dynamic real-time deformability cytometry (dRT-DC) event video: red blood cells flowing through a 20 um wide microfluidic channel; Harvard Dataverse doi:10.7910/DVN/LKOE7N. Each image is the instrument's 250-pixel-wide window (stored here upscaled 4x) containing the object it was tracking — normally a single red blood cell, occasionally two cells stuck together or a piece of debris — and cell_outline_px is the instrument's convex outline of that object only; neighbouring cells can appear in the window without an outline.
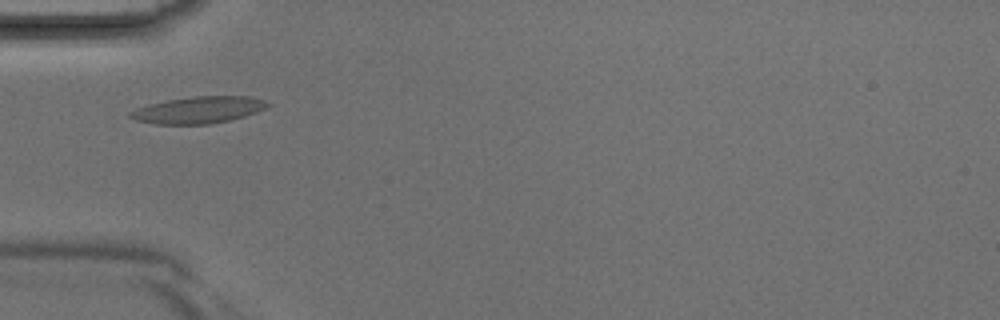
{"species": "Egyptian fruit bat (a non-hibernating species)", "species_latin": "Rousettus aegyptiacus", "temperature_condition": "room temperature", "stored_images_in_passage": 3, "camera_frame_rate_fps": 3000, "um_per_image_px": 0.085, "animal": {"sex": "male"}, "frame": {"image": 1, "passage_image": 2, "time_ms": 0.333, "image_size_px": [1000, 320], "cell_outline_px": [[272, 104], [256, 112], [244, 116], [228, 120], [208, 124], [156, 124], [136, 120], [128, 116], [128, 112], [136, 108], [148, 104], [168, 100], [196, 96], [248, 96], [264, 100]], "centroid_in_image_um": [16.84, 9.34], "position_along_channel_um": 68.2, "area_um2": 21.27}}